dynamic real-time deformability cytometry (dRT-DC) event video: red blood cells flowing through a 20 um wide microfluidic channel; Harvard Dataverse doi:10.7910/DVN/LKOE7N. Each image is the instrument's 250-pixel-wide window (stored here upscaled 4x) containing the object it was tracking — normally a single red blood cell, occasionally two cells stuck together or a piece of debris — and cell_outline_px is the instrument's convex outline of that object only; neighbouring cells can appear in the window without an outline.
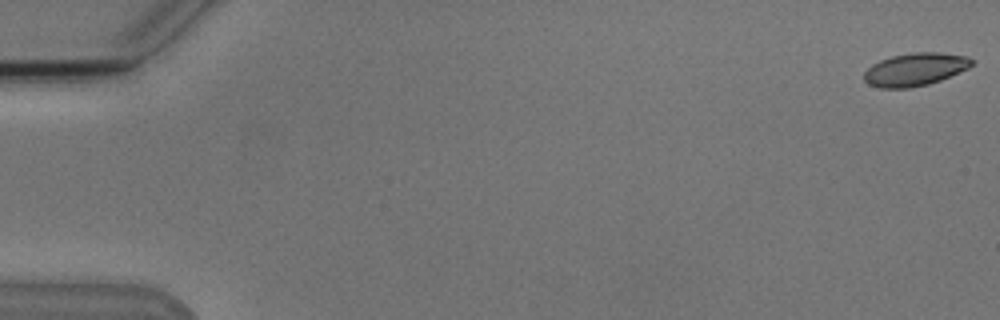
{"species": "Egyptian fruit bat (a non-hibernating species)", "species_latin": "Rousettus aegyptiacus", "temperature_condition": "cold", "stored_images_in_passage": 55, "camera_frame_rate_fps": 3000, "um_per_image_px": 0.085, "animal": {"sex": "male"}, "frame": {"image": 1, "passage_image": 1, "time_ms": 0.0, "image_size_px": [1000, 320], "cell_outline_px": [[972, 64], [968, 68], [940, 80], [928, 84], [908, 88], [880, 88], [868, 84], [864, 80], [864, 72], [872, 64], [880, 60], [892, 56], [912, 52], [940, 52], [968, 56], [972, 60]], "centroid_in_image_um": [77.76, 5.89], "position_along_channel_um": 7.2, "area_um2": 20.58}}
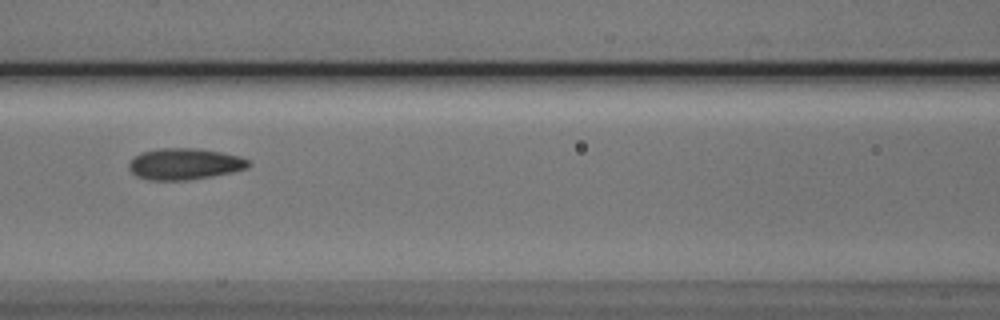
{"frame": {"image": 2, "passage_image": 25, "time_ms": 8.0, "image_size_px": [1000, 320], "cell_outline_px": [[252, 164], [248, 168], [232, 172], [212, 176], [188, 180], [148, 180], [136, 176], [128, 168], [128, 164], [140, 152], [160, 148], [196, 148], [220, 152], [240, 156], [248, 160]], "centroid_in_image_um": [15.69, 13.94], "position_along_channel_um": 150.9, "area_um2": 21.91}}
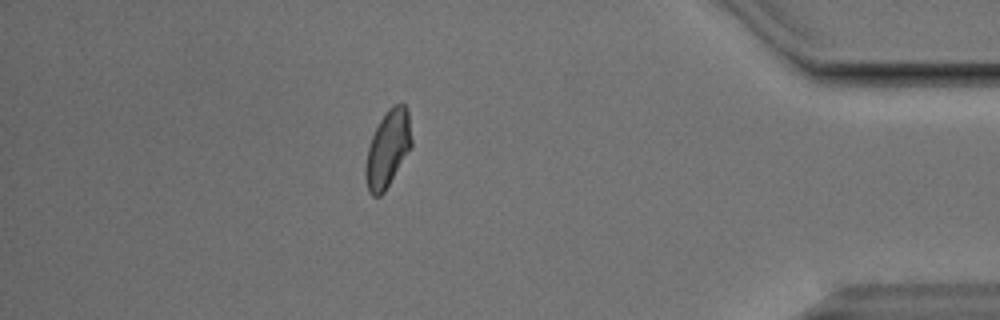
{"frame": {"image": 3, "passage_image": 48, "time_ms": 15.667, "image_size_px": [1000, 320], "cell_outline_px": [[412, 148], [384, 192], [380, 196], [372, 196], [368, 192], [364, 176], [364, 168], [368, 148], [372, 136], [380, 120], [388, 108], [392, 104], [404, 104], [408, 108], [412, 140]], "centroid_in_image_um": [32.96, 12.66], "position_along_channel_um": 402.2, "area_um2": 20.87}, "authors_computed_cell_mechanics": {"area_um2": 20.9236, "velocity_mm_per_s": 3.7967, "shape_relaxation_time_tau1_ms": 3.9098, "shape_relaxation_time_tau2_ms": 1.6837, "deformation_change_tau1": 0.1152, "deformation_change_tau2": 0.0642}}